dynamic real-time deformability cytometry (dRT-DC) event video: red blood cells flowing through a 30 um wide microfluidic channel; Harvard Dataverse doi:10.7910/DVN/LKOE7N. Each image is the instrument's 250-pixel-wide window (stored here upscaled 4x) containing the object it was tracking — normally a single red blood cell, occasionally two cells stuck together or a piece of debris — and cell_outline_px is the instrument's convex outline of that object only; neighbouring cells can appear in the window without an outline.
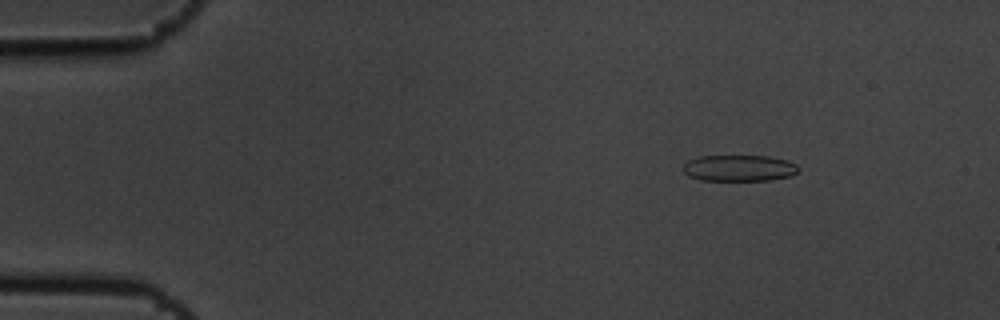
{"species": "common noctule bat (a hibernating species)", "species_latin": "Nyctalus noctula", "temperature_condition": "cold", "stored_images_in_passage": 3, "camera_frame_rate_fps": 3000, "um_per_image_px": 0.085, "animal": {"sex": "male", "body_mass_g": 19.5, "forearm_length_mm": 54.6}, "frame": {"image": 1, "passage_image": 1, "time_ms": 0.0, "image_size_px": [1000, 320], "cell_outline_px": [[800, 168], [796, 172], [788, 176], [772, 180], [700, 180], [688, 176], [680, 168], [688, 160], [700, 156], [768, 156], [788, 160], [796, 164]], "centroid_in_image_um": [62.79, 14.28], "position_along_channel_um": 22.2, "area_um2": 17.74}}
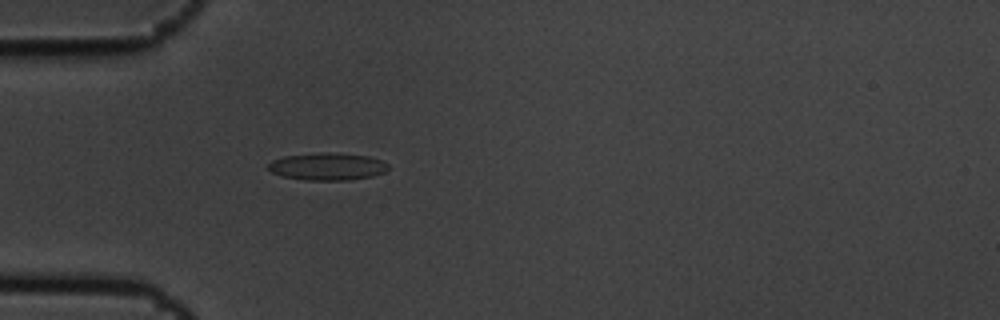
{"frame": {"image": 2, "passage_image": 3, "time_ms": 0.667, "image_size_px": [1000, 320], "cell_outline_px": [[388, 168], [384, 172], [372, 176], [348, 180], [304, 180], [280, 176], [272, 172], [268, 168], [268, 164], [272, 160], [284, 156], [320, 152], [328, 152], [368, 156], [380, 160], [388, 164]], "centroid_in_image_um": [27.79, 14.15], "position_along_channel_um": 57.2, "area_um2": 19.13}}